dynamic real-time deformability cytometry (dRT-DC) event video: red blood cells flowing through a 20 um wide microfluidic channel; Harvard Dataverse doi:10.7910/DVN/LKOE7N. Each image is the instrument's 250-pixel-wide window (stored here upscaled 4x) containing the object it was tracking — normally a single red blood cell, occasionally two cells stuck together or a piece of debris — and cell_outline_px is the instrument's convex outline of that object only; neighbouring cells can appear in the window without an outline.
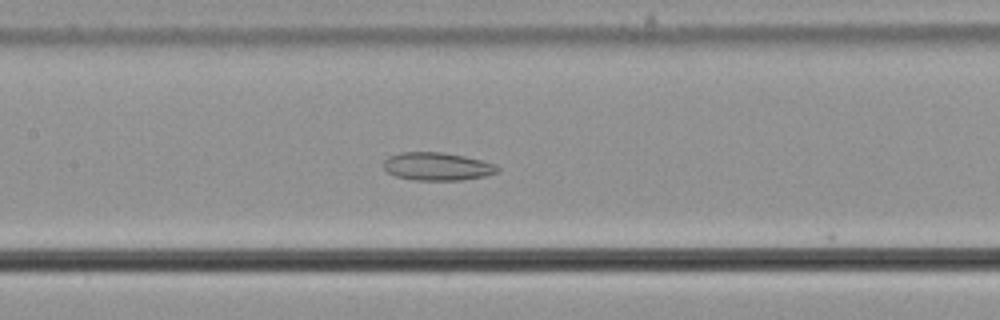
{"species": "common noctule bat (a hibernating species)", "species_latin": "Nyctalus noctula", "temperature_condition": "cold", "stored_images_in_passage": 26, "camera_frame_rate_fps": 3000, "um_per_image_px": 0.085, "animal": {"sex": "male", "body_mass_g": 21.5, "forearm_length_mm": 52.0}, "frame": {"image": 1, "passage_image": 25, "time_ms": 8.0, "image_size_px": [1000, 320], "cell_outline_px": [[500, 172], [484, 176], [460, 180], [412, 180], [396, 176], [388, 172], [384, 168], [384, 160], [388, 156], [400, 152], [440, 152], [464, 156], [496, 164], [500, 168]], "centroid_in_image_um": [37.17, 14.15], "position_along_channel_um": 170.2, "area_um2": 18.61}}